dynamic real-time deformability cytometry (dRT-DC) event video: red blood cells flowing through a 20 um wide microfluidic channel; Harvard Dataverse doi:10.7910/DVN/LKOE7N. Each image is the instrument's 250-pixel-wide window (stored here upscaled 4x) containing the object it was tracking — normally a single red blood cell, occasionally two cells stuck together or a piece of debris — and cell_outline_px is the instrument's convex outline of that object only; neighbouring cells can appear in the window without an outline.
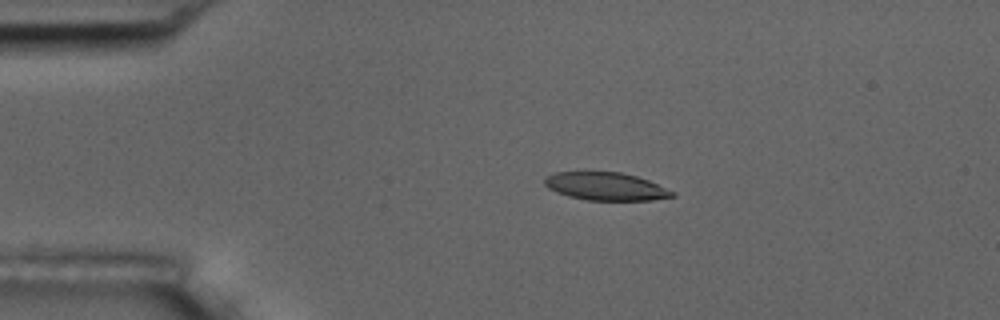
{"species": "common noctule bat (a hibernating species)", "species_latin": "Nyctalus noctula", "temperature_condition": "room temperature", "stored_images_in_passage": 4, "camera_frame_rate_fps": 3000, "um_per_image_px": 0.085, "animal": {"sex": "male", "body_mass_g": 17.5, "forearm_length_mm": 52.3}, "frame": {"image": 1, "passage_image": 2, "time_ms": 1.0, "image_size_px": [1000, 320], "cell_outline_px": [[676, 196], [652, 200], [588, 200], [568, 196], [556, 192], [548, 188], [544, 184], [544, 180], [552, 172], [620, 172], [636, 176], [648, 180], [676, 192]], "centroid_in_image_um": [51.5, 15.84], "position_along_channel_um": 33.5, "area_um2": 20.75}}
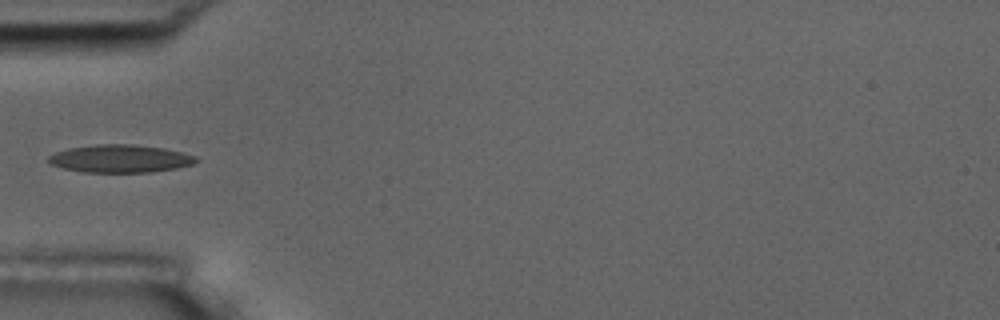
{"frame": {"image": 2, "passage_image": 4, "time_ms": 3.333, "image_size_px": [1000, 320], "cell_outline_px": [[200, 160], [192, 164], [176, 168], [152, 172], [84, 172], [64, 168], [52, 164], [48, 160], [48, 156], [56, 152], [68, 148], [96, 144], [132, 144], [164, 148], [196, 156]], "centroid_in_image_um": [10.23, 13.48], "position_along_channel_um": 74.8, "area_um2": 23.81}}